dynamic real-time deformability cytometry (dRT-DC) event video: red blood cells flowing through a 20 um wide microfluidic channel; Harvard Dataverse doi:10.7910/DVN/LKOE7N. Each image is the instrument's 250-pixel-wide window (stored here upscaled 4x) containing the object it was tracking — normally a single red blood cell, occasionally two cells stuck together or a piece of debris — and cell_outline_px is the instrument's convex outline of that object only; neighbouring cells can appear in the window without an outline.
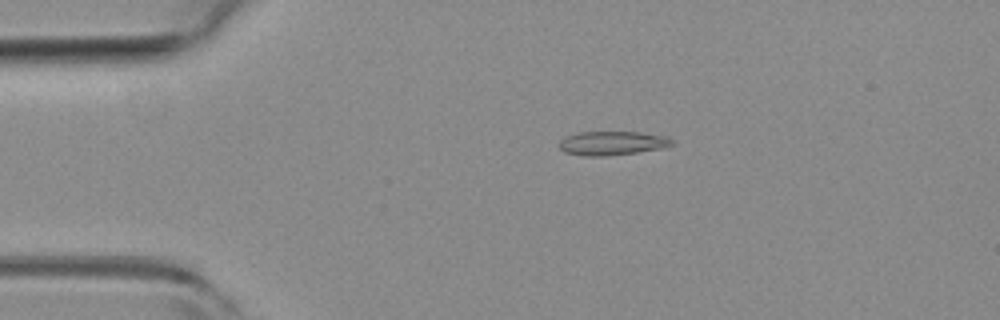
{"species": "common noctule bat (a hibernating species)", "species_latin": "Nyctalus noctula", "temperature_condition": "room temperature", "stored_images_in_passage": 4, "camera_frame_rate_fps": 3000, "um_per_image_px": 0.085, "animal": {"sex": "female", "body_mass_g": 19.3, "forearm_length_mm": 54.1}, "frame": {"image": 1, "passage_image": 3, "time_ms": 0.667, "image_size_px": [1000, 320], "cell_outline_px": [[672, 144], [660, 148], [636, 152], [604, 156], [584, 156], [564, 152], [556, 144], [560, 140], [568, 136], [580, 132], [640, 132], [668, 136], [672, 140]], "centroid_in_image_um": [51.99, 12.16], "position_along_channel_um": 33.0, "area_um2": 15.61}}